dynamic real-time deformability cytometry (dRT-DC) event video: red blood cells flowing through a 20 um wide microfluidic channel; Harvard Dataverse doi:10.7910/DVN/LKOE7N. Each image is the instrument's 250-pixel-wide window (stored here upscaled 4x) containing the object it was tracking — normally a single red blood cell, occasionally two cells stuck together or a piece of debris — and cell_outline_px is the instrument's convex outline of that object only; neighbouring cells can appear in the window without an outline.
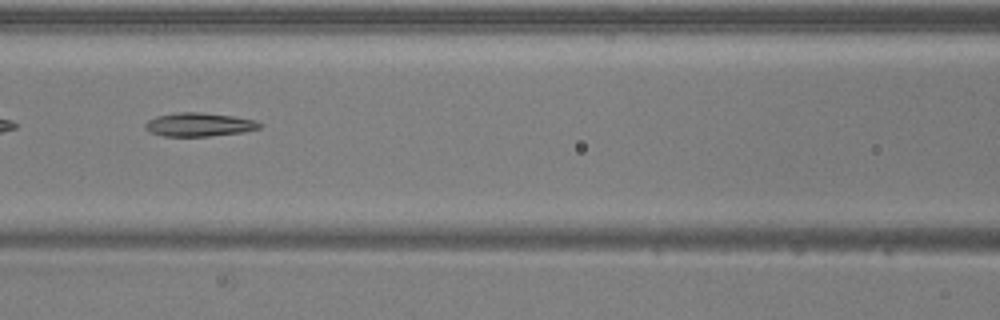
{"species": "common noctule bat (a hibernating species)", "species_latin": "Nyctalus noctula", "temperature_condition": "warm", "stored_images_in_passage": 41, "camera_frame_rate_fps": 3000, "um_per_image_px": 0.085, "animal": {"sex": "male", "body_mass_g": 20.5, "forearm_length_mm": 52.5}, "frame": {"image": 1, "passage_image": 13, "time_ms": 4.0, "image_size_px": [1000, 320], "cell_outline_px": [[264, 124], [260, 128], [244, 132], [208, 136], [164, 136], [148, 132], [144, 128], [144, 124], [148, 120], [156, 116], [176, 112], [200, 112], [232, 116], [256, 120]], "centroid_in_image_um": [16.91, 10.59], "position_along_channel_um": 149.7, "area_um2": 15.9}}
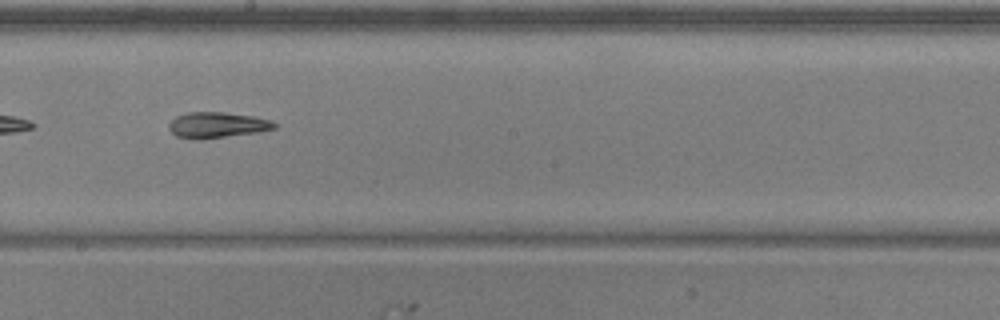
{"frame": {"image": 2, "passage_image": 19, "time_ms": 6.0, "image_size_px": [1000, 320], "cell_outline_px": [[276, 128], [260, 132], [224, 136], [176, 136], [168, 128], [168, 124], [176, 116], [188, 112], [224, 112], [252, 116], [272, 120], [276, 124]], "centroid_in_image_um": [18.52, 10.57], "position_along_channel_um": 229.7, "area_um2": 15.09}}
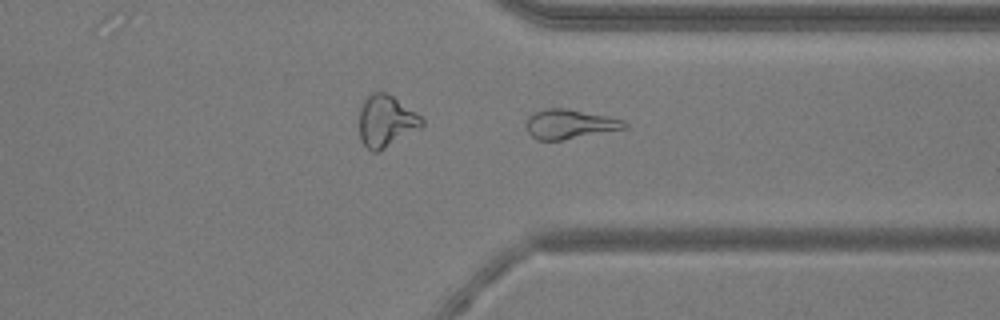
{"frame": {"image": 3, "passage_image": 29, "time_ms": 9.333, "image_size_px": [1000, 320], "cell_outline_px": [[628, 128], [560, 140], [536, 140], [528, 132], [528, 120], [536, 112], [544, 108], [568, 108], [608, 116], [624, 120], [628, 124]], "centroid_in_image_um": [48.48, 10.54], "position_along_channel_um": 362.9, "area_um2": 16.65}, "authors_computed_cell_mechanics": {"area_um2": 16.6464, "velocity_mm_per_s": 4.0069, "shape_relaxation_time_tau1_ms": null, "shape_relaxation_time_tau2_ms": 7.178, "deformation_change_tau1": null, "deformation_change_tau2": 0.1822}}